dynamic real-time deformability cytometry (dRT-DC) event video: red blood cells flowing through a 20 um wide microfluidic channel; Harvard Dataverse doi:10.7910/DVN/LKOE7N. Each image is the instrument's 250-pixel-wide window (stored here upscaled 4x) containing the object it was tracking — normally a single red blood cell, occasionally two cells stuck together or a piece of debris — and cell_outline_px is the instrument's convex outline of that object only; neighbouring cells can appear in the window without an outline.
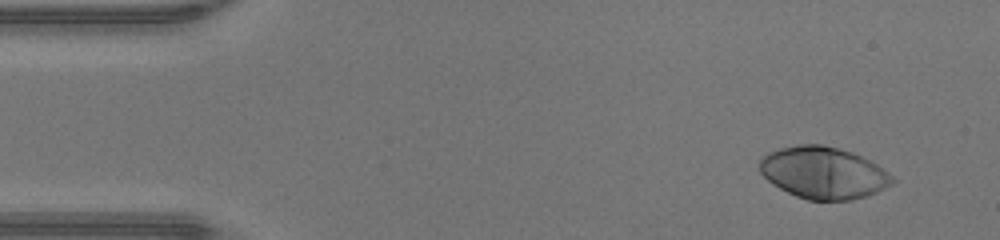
{"species": "human", "species_latin": "Homo sapiens", "temperature_condition": "warm", "stored_images_in_passage": 45, "camera_frame_rate_fps": 3000, "um_per_image_px": 0.085, "donor": {"sex": "male"}, "frame": {"image": 1, "passage_image": 1, "time_ms": 0.0, "image_size_px": [1000, 240], "cell_outline_px": [[896, 180], [892, 184], [876, 192], [852, 200], [808, 200], [796, 196], [772, 184], [760, 172], [760, 160], [768, 152], [780, 148], [800, 144], [824, 144], [852, 152], [872, 160], [892, 176]], "centroid_in_image_um": [70.0, 14.67], "position_along_channel_um": 15.0, "area_um2": 40.11}}
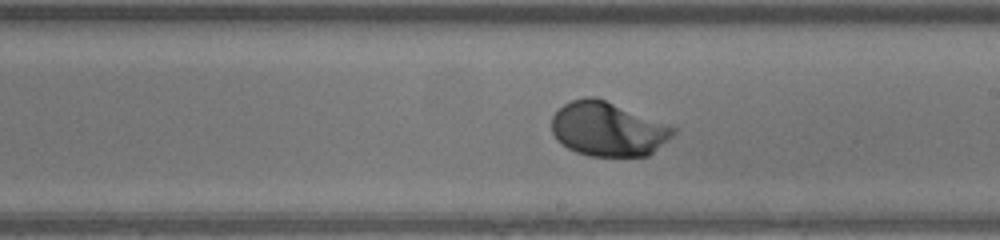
{"frame": {"image": 2, "passage_image": 24, "time_ms": 7.667, "image_size_px": [1000, 240], "cell_outline_px": [[676, 132], [672, 136], [648, 156], [588, 156], [576, 152], [568, 148], [556, 140], [552, 132], [552, 116], [564, 104], [572, 100], [584, 96], [596, 96], [676, 128]], "centroid_in_image_um": [51.64, 10.97], "position_along_channel_um": 237.4, "area_um2": 38.26}}
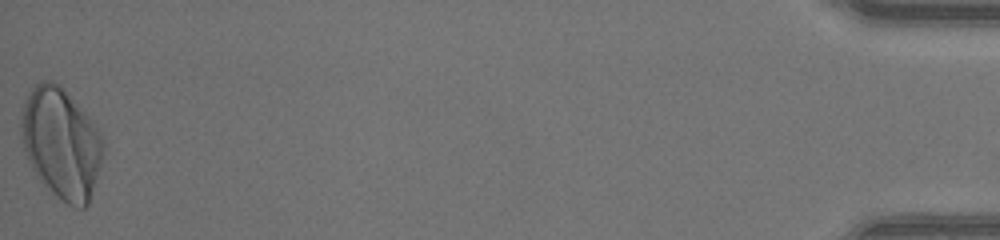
{"frame": {"image": 3, "passage_image": 45, "time_ms": 14.667, "image_size_px": [1000, 240], "cell_outline_px": [[104, 148], [100, 164], [88, 204], [84, 208], [76, 208], [68, 204], [56, 196], [36, 176], [24, 152], [20, 132], [20, 120], [24, 100], [28, 92], [40, 80], [52, 80], [60, 84], [64, 88], [92, 120], [100, 132], [104, 144]], "centroid_in_image_um": [5.18, 12.13], "position_along_channel_um": 430.0, "area_um2": 53.0}, "authors_computed_cell_mechanics": {"area_um2": 39.0728, "velocity_mm_per_s": 4.2972, "shape_relaxation_time_tau1_ms": 1.7699, "shape_relaxation_time_tau2_ms": null, "deformation_change_tau1": 0.1774, "deformation_change_tau2": null}}